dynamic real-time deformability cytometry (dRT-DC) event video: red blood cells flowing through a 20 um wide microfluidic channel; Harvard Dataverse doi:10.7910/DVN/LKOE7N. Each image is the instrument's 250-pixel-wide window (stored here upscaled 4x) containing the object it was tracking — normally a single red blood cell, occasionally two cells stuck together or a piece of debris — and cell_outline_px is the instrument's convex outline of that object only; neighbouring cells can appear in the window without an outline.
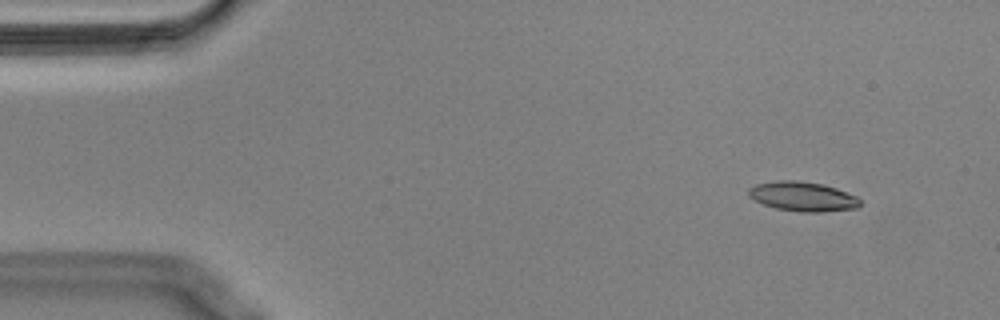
{"species": "Egyptian fruit bat (a non-hibernating species)", "species_latin": "Rousettus aegyptiacus", "temperature_condition": "cold", "stored_images_in_passage": 55, "camera_frame_rate_fps": 3000, "um_per_image_px": 0.085, "animal": {"sex": "male"}, "frame": {"image": 1, "passage_image": 5, "time_ms": 1.333, "image_size_px": [1000, 320], "cell_outline_px": [[860, 204], [856, 208], [820, 212], [800, 212], [776, 208], [764, 204], [748, 196], [748, 188], [756, 184], [776, 180], [796, 180], [824, 184], [836, 188], [856, 196], [860, 200]], "centroid_in_image_um": [68.21, 16.69], "position_along_channel_um": 16.8, "area_um2": 19.13}}
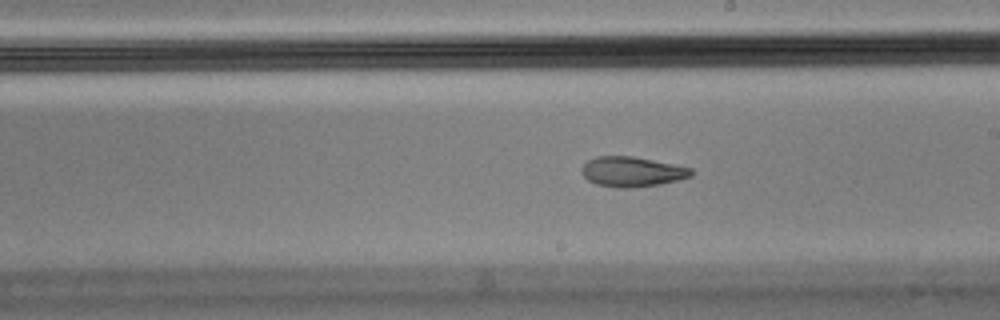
{"frame": {"image": 2, "passage_image": 31, "time_ms": 10.0, "image_size_px": [1000, 320], "cell_outline_px": [[692, 176], [680, 180], [660, 184], [632, 188], [620, 188], [596, 184], [588, 180], [584, 176], [584, 164], [588, 160], [596, 156], [632, 156], [692, 168]], "centroid_in_image_um": [53.75, 14.6], "position_along_channel_um": 235.2, "area_um2": 18.96}}
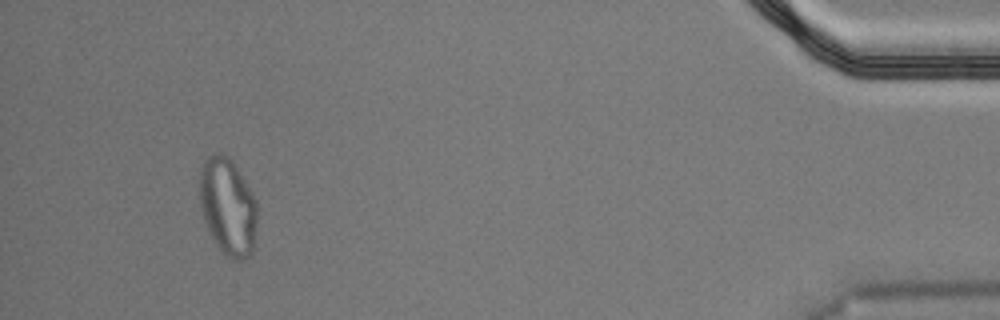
{"frame": {"image": 3, "passage_image": 52, "time_ms": 17.0, "image_size_px": [1000, 320], "cell_outline_px": [[256, 224], [252, 256], [244, 260], [232, 260], [216, 244], [200, 212], [200, 168], [204, 160], [208, 156], [216, 152], [224, 152], [232, 160], [252, 192], [256, 200]], "centroid_in_image_um": [19.36, 17.54], "position_along_channel_um": 415.8, "area_um2": 32.77}, "authors_computed_cell_mechanics": {"area_um2": 19.2474, "velocity_mm_per_s": 3.5693, "shape_relaxation_time_tau1_ms": null, "shape_relaxation_time_tau2_ms": 3.6739, "deformation_change_tau1": null, "deformation_change_tau2": 0.1107}}